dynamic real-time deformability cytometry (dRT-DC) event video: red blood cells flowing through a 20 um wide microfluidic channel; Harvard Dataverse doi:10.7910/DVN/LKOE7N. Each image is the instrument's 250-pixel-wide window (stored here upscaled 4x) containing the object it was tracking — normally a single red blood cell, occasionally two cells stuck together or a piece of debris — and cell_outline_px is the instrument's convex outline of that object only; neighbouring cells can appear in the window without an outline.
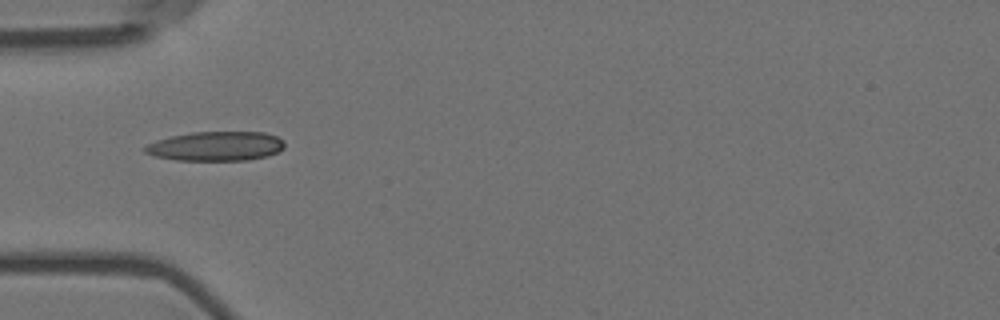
{"species": "Egyptian fruit bat (a non-hibernating species)", "species_latin": "Rousettus aegyptiacus", "temperature_condition": "room temperature", "stored_images_in_passage": 6, "camera_frame_rate_fps": 3000, "um_per_image_px": 0.085, "animal": {"sex": "female"}, "frame": {"image": 1, "passage_image": 5, "time_ms": 1.333, "image_size_px": [1000, 320], "cell_outline_px": [[284, 148], [268, 156], [248, 160], [176, 160], [156, 156], [144, 152], [144, 148], [148, 144], [156, 140], [172, 136], [192, 132], [264, 132], [276, 136], [284, 140]], "centroid_in_image_um": [18.38, 12.42], "position_along_channel_um": 66.6, "area_um2": 23.81}}